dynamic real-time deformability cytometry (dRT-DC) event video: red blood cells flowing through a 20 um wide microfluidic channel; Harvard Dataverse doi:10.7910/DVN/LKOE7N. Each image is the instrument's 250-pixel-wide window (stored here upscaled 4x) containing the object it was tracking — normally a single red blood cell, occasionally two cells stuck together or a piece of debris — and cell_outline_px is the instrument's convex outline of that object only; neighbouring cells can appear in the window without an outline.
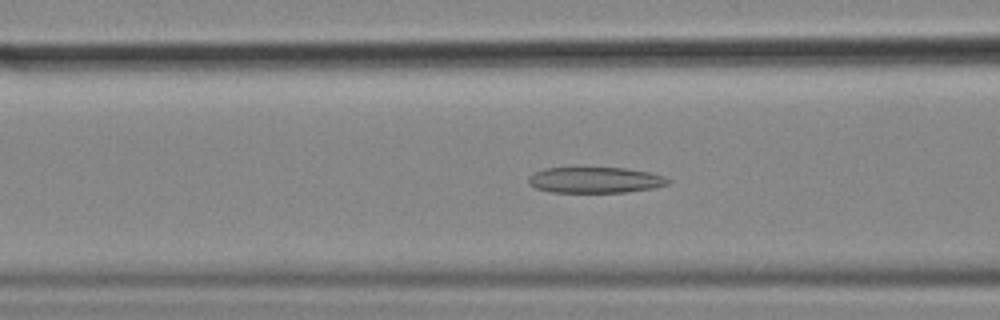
{"species": "common noctule bat (a hibernating species)", "species_latin": "Nyctalus noctula", "temperature_condition": "cold", "stored_images_in_passage": 55, "camera_frame_rate_fps": 3000, "um_per_image_px": 0.085, "animal": {"sex": "female", "body_mass_g": 18.4}, "frame": {"image": 1, "passage_image": 21, "time_ms": 6.667, "image_size_px": [1000, 320], "cell_outline_px": [[672, 180], [668, 184], [652, 188], [628, 192], [552, 192], [536, 188], [528, 184], [528, 176], [544, 168], [624, 168], [648, 172], [664, 176]], "centroid_in_image_um": [50.59, 15.3], "position_along_channel_um": 116.0, "area_um2": 20.98}}
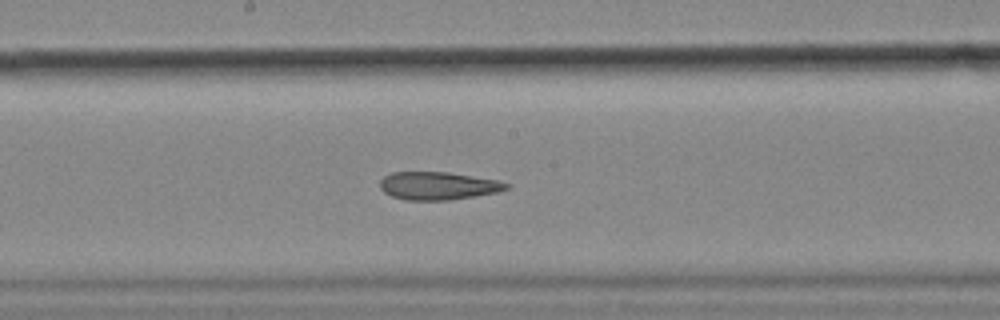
{"frame": {"image": 2, "passage_image": 29, "time_ms": 9.333, "image_size_px": [1000, 320], "cell_outline_px": [[512, 184], [508, 188], [500, 192], [448, 200], [404, 200], [392, 196], [384, 192], [380, 188], [380, 180], [384, 176], [392, 172], [448, 172], [496, 180]], "centroid_in_image_um": [37.23, 15.79], "position_along_channel_um": 211.0, "area_um2": 20.58}}
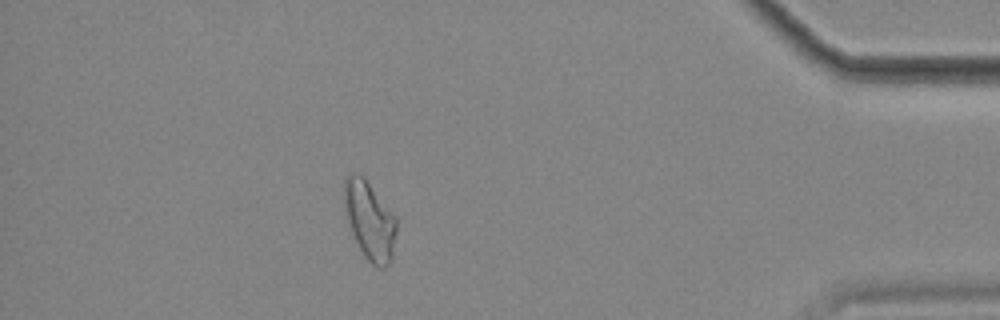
{"frame": {"image": 3, "passage_image": 49, "time_ms": 16.0, "image_size_px": [1000, 320], "cell_outline_px": [[396, 232], [392, 260], [384, 268], [376, 268], [364, 256], [348, 224], [344, 208], [344, 180], [352, 172], [356, 172], [364, 176], [396, 216]], "centroid_in_image_um": [31.43, 18.72], "position_along_channel_um": 403.8, "area_um2": 24.04}, "authors_computed_cell_mechanics": {"area_um2": 22.9466, "velocity_mm_per_s": 3.5646, "shape_relaxation_time_tau1_ms": null, "shape_relaxation_time_tau2_ms": 4.2726, "deformation_change_tau1": null, "deformation_change_tau2": 0.1326}}